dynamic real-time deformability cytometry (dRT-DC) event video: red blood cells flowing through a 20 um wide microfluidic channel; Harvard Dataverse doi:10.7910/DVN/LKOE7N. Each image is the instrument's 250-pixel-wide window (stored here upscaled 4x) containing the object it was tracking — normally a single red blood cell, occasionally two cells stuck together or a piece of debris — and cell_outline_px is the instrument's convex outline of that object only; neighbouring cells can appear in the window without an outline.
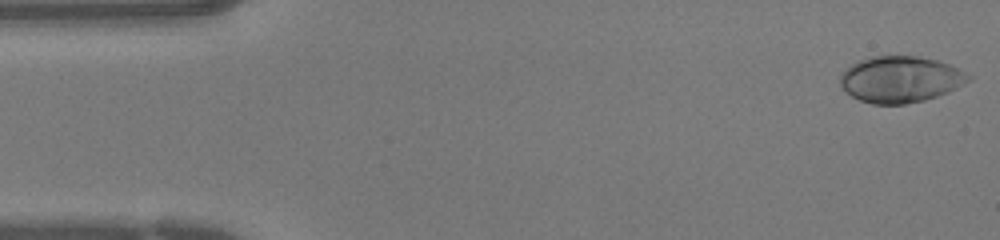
{"species": "human", "species_latin": "Homo sapiens", "temperature_condition": "warm", "stored_images_in_passage": 44, "camera_frame_rate_fps": 3000, "um_per_image_px": 0.085, "donor": {"sex": "female"}, "frame": {"image": 1, "passage_image": 1, "time_ms": 0.0, "image_size_px": [1000, 240], "cell_outline_px": [[972, 76], [968, 80], [956, 88], [948, 92], [924, 100], [904, 104], [872, 104], [860, 100], [852, 96], [840, 84], [840, 72], [852, 64], [860, 60], [872, 56], [916, 56], [936, 60], [948, 64]], "centroid_in_image_um": [76.5, 6.74], "position_along_channel_um": 8.5, "area_um2": 34.28}}
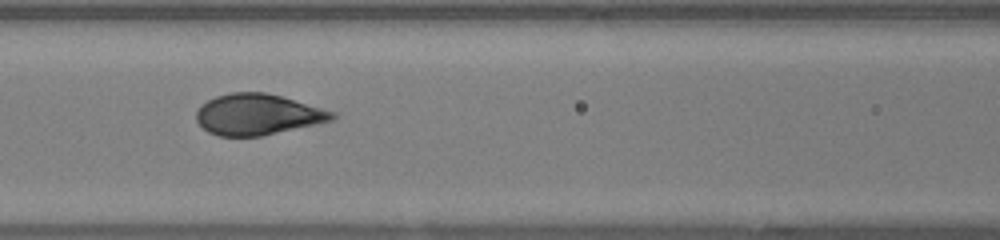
{"frame": {"image": 2, "passage_image": 18, "time_ms": 5.667, "image_size_px": [1000, 240], "cell_outline_px": [[336, 116], [332, 120], [260, 136], [216, 136], [208, 132], [196, 120], [196, 112], [200, 104], [216, 96], [232, 92], [264, 92], [280, 96], [332, 112]], "centroid_in_image_um": [21.8, 9.73], "position_along_channel_um": 144.8, "area_um2": 31.85}}
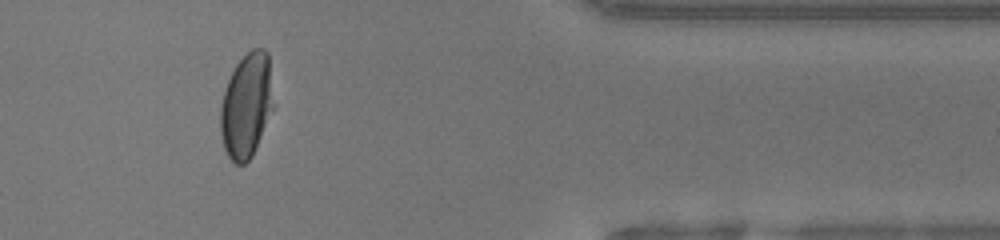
{"frame": {"image": 3, "passage_image": 36, "time_ms": 11.667, "image_size_px": [1000, 240], "cell_outline_px": [[276, 104], [252, 156], [244, 164], [236, 164], [228, 156], [224, 148], [220, 132], [220, 104], [228, 80], [236, 64], [252, 48], [264, 48], [268, 52]], "centroid_in_image_um": [20.99, 8.95], "position_along_channel_um": 390.4, "area_um2": 32.89}}